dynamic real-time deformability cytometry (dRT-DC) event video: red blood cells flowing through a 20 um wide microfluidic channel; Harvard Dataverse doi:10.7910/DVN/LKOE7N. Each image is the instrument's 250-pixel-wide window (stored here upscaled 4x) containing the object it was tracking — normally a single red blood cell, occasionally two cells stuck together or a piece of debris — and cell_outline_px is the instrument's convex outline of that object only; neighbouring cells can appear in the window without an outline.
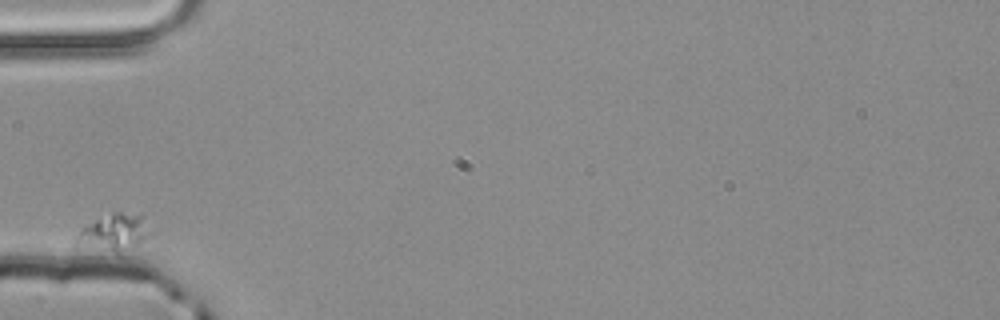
{"species": "common noctule bat (a hibernating species)", "species_latin": "Nyctalus noctula", "temperature_condition": "room temperature", "stored_images_in_passage": 3, "camera_frame_rate_fps": 3000, "um_per_image_px": 0.085, "animal": {"sex": "male", "body_mass_g": 20.4}, "frame": {"image": 1, "passage_image": 1, "time_ms": 0.0, "image_size_px": [1000, 320], "cell_outline_px": [[144, 236], [136, 244], [120, 252], [116, 252], [72, 244], [80, 228], [112, 212], [120, 212], [140, 216]], "centroid_in_image_um": [9.47, 19.77], "position_along_channel_um": 75.5, "area_um2": 14.45}}
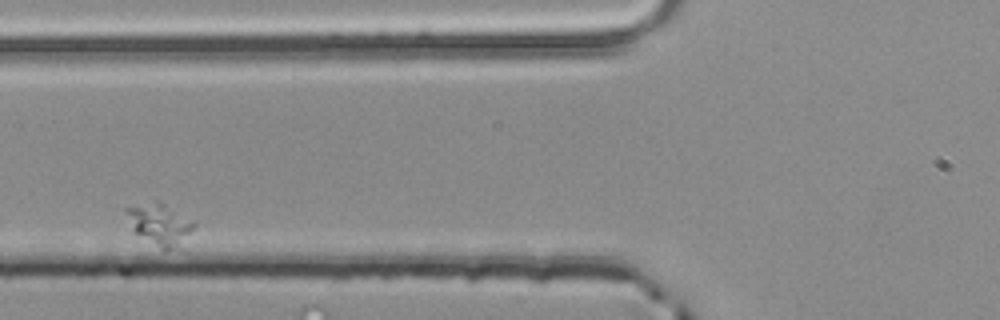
{"frame": {"image": 2, "passage_image": 2, "time_ms": 0.333, "image_size_px": [1000, 320], "cell_outline_px": [[196, 228], [176, 248], [160, 248], [132, 232], [124, 212], [124, 208], [156, 200], [160, 200], [192, 220], [196, 224]], "centroid_in_image_um": [13.54, 19.03], "position_along_channel_um": 112.3, "area_um2": 16.53}}
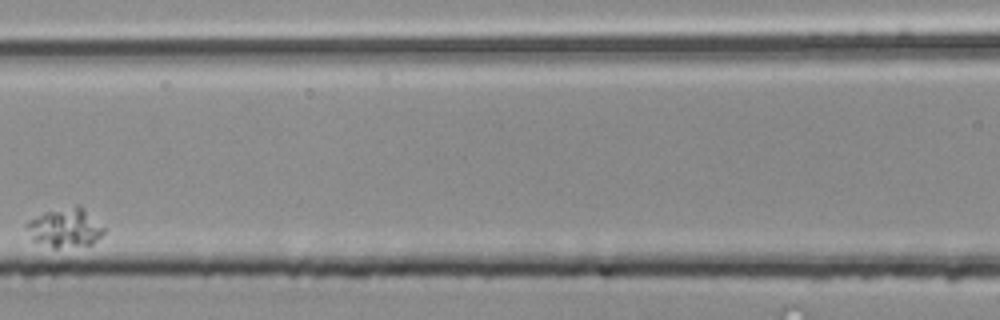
{"frame": {"image": 3, "passage_image": 3, "time_ms": 0.667, "image_size_px": [1000, 320], "cell_outline_px": [[108, 228], [92, 244], [56, 248], [52, 248], [32, 240], [24, 224], [28, 220], [44, 212], [76, 204], [80, 204]], "centroid_in_image_um": [5.56, 19.33], "position_along_channel_um": 161.0, "area_um2": 18.03}}